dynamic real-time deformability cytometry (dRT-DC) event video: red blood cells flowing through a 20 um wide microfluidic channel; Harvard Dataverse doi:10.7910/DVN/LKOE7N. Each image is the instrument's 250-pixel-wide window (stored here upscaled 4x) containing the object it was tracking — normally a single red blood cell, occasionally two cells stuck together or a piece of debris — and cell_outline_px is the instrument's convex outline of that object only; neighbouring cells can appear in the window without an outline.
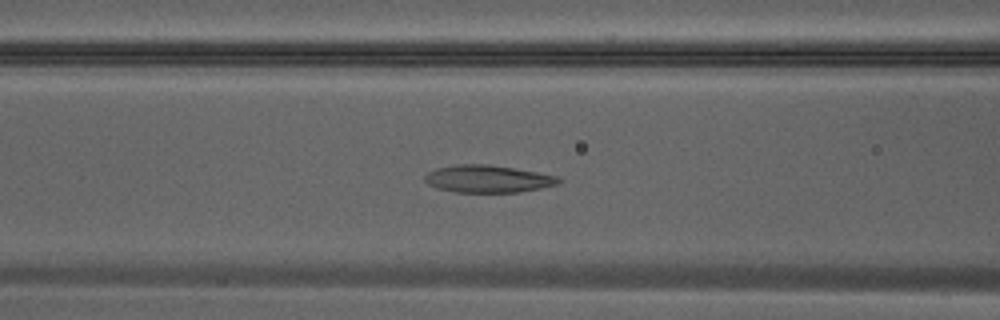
{"species": "Egyptian fruit bat (a non-hibernating species)", "species_latin": "Rousettus aegyptiacus", "temperature_condition": "warm", "stored_images_in_passage": 39, "camera_frame_rate_fps": 3000, "um_per_image_px": 0.085, "animal": {"sex": "male"}, "frame": {"image": 1, "passage_image": 15, "time_ms": 4.667, "image_size_px": [1000, 320], "cell_outline_px": [[564, 180], [560, 184], [540, 188], [516, 192], [456, 192], [436, 188], [428, 184], [424, 180], [424, 176], [428, 172], [436, 168], [456, 164], [488, 164], [560, 176]], "centroid_in_image_um": [41.48, 15.2], "position_along_channel_um": 125.1, "area_um2": 21.44}}
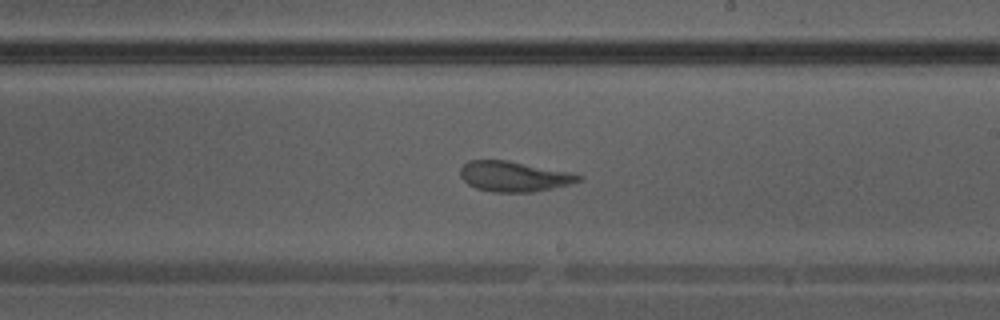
{"frame": {"image": 2, "passage_image": 22, "time_ms": 7.0, "image_size_px": [1000, 320], "cell_outline_px": [[584, 176], [580, 180], [568, 184], [552, 188], [532, 192], [492, 192], [476, 188], [468, 184], [460, 176], [460, 168], [468, 160], [508, 160], [572, 172]], "centroid_in_image_um": [43.68, 14.99], "position_along_channel_um": 245.3, "area_um2": 20.92}}
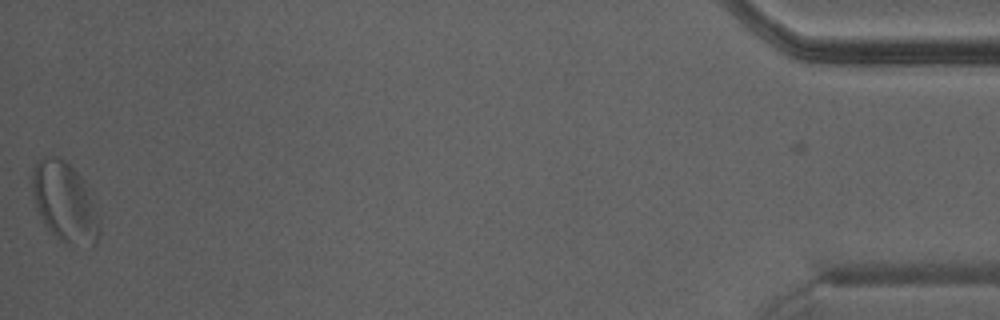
{"frame": {"image": 3, "passage_image": 38, "time_ms": 12.333, "image_size_px": [1000, 320], "cell_outline_px": [[100, 232], [96, 244], [68, 244], [60, 240], [48, 232], [36, 208], [32, 192], [32, 168], [44, 156], [56, 156], [64, 160], [84, 180], [100, 212]], "centroid_in_image_um": [5.52, 17.2], "position_along_channel_um": 429.7, "area_um2": 31.62}}